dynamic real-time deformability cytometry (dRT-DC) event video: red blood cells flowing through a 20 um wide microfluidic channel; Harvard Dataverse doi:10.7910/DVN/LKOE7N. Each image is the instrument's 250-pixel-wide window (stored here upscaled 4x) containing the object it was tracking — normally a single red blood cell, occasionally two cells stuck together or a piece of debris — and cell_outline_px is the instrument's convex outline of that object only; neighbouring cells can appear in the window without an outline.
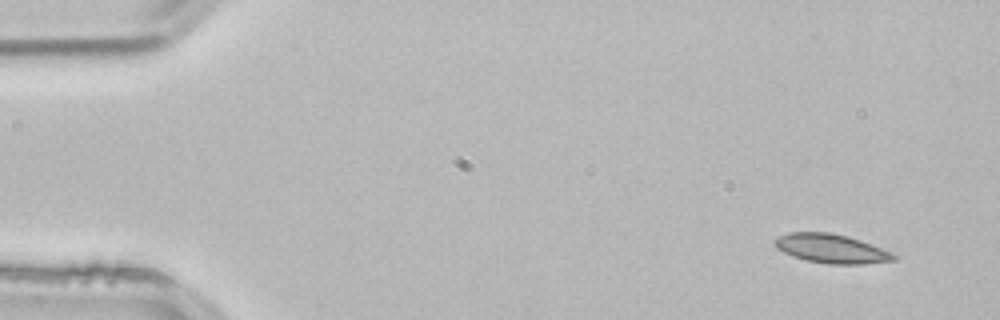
{"species": "common noctule bat (a hibernating species)", "species_latin": "Nyctalus noctula", "temperature_condition": "room temperature", "stored_images_in_passage": 4, "segment_of_instrument_passage": [1, 2], "camera_frame_rate_fps": 3000, "um_per_image_px": 0.085, "animal": {"sex": "male", "body_mass_g": 21.5, "forearm_length_mm": 52.0}, "frame": {"image": 1, "passage_image": 1, "time_ms": 0.0, "image_size_px": [1000, 320], "cell_outline_px": [[896, 260], [860, 264], [828, 264], [804, 260], [792, 256], [776, 248], [776, 240], [780, 236], [788, 232], [828, 232], [848, 236], [860, 240], [892, 252], [896, 256]], "centroid_in_image_um": [70.67, 21.13], "position_along_channel_um": 14.3, "area_um2": 20.0}}
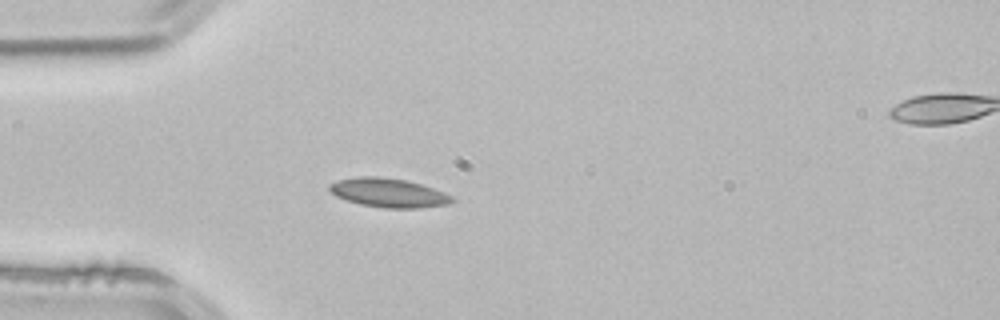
{"frame": {"image": 2, "passage_image": 3, "time_ms": 0.667, "image_size_px": [1000, 320], "cell_outline_px": [[456, 200], [448, 204], [420, 208], [384, 208], [360, 204], [336, 196], [328, 188], [328, 184], [336, 180], [356, 176], [380, 176], [408, 180], [444, 192], [452, 196]], "centroid_in_image_um": [33.01, 16.37], "position_along_channel_um": 52.0, "area_um2": 20.87}}